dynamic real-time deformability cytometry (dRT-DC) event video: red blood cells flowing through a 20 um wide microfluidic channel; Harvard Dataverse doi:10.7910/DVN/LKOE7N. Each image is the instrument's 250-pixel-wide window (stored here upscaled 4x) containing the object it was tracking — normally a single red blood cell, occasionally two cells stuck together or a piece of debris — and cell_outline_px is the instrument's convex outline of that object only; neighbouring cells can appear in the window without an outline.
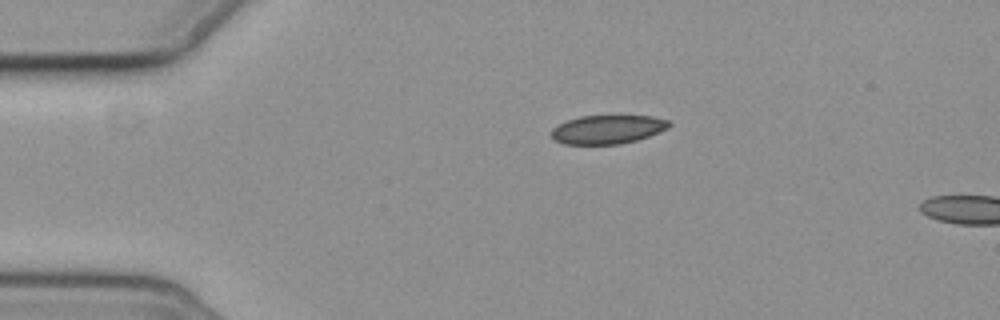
{"species": "common noctule bat (a hibernating species)", "species_latin": "Nyctalus noctula", "temperature_condition": "cold", "stored_images_in_passage": 2, "camera_frame_rate_fps": 3000, "um_per_image_px": 0.085, "animal": {"sex": "female", "body_mass_g": 19.3, "forearm_length_mm": 54.1}, "frame": {"image": 1, "passage_image": 1, "time_ms": 0.0, "image_size_px": [1000, 320], "cell_outline_px": [[672, 124], [668, 128], [648, 136], [636, 140], [620, 144], [564, 144], [556, 140], [552, 136], [552, 128], [568, 120], [580, 116], [616, 112], [620, 112], [652, 116], [668, 120]], "centroid_in_image_um": [51.7, 10.93], "position_along_channel_um": 33.3, "area_um2": 20.58}}